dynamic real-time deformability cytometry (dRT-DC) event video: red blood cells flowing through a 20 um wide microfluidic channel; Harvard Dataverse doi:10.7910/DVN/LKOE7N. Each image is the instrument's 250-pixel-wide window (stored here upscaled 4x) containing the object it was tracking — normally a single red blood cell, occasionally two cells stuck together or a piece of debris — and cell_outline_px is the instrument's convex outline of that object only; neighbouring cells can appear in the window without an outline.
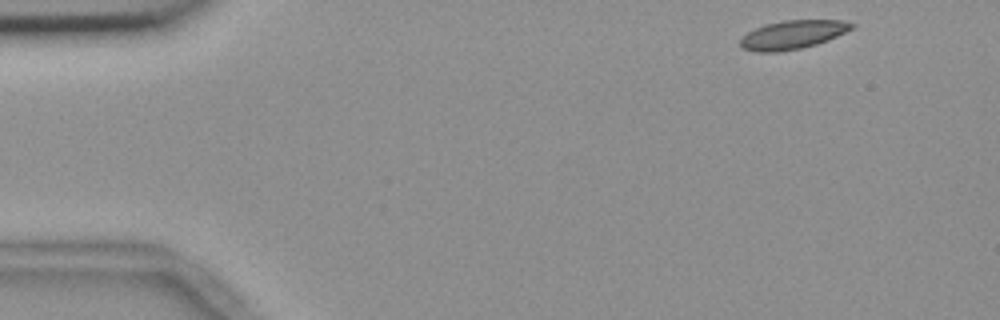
{"species": "common noctule bat (a hibernating species)", "species_latin": "Nyctalus noctula", "temperature_condition": "room temperature", "stored_images_in_passage": 11, "camera_frame_rate_fps": 3000, "um_per_image_px": 0.085, "animal": {"sex": "female", "body_mass_g": 18.4}, "frame": {"image": 1, "passage_image": 1, "time_ms": 0.0, "image_size_px": [1000, 320], "cell_outline_px": [[856, 24], [852, 28], [828, 40], [816, 44], [800, 48], [776, 52], [756, 52], [744, 48], [740, 44], [740, 40], [748, 32], [764, 24], [784, 20], [844, 20]], "centroid_in_image_um": [67.38, 2.94], "position_along_channel_um": 17.6, "area_um2": 18.38}}